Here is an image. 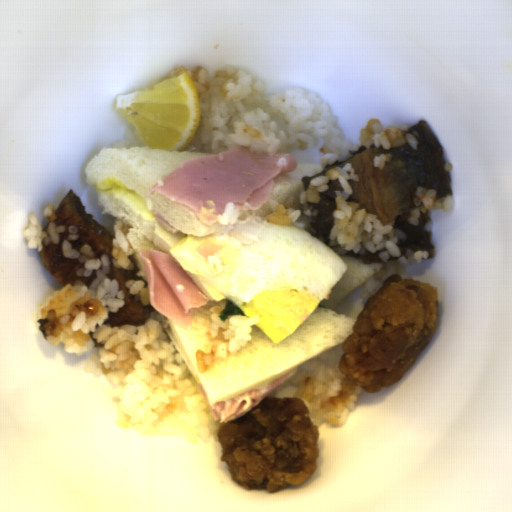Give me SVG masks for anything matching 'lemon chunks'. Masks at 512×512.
I'll use <instances>...</instances> for the list:
<instances>
[{"label":"lemon chunks","mask_w":512,"mask_h":512,"mask_svg":"<svg viewBox=\"0 0 512 512\" xmlns=\"http://www.w3.org/2000/svg\"><path fill=\"white\" fill-rule=\"evenodd\" d=\"M114 106L152 149L181 152L191 145L201 120L199 92L190 71L120 94Z\"/></svg>","instance_id":"1"}]
</instances>
